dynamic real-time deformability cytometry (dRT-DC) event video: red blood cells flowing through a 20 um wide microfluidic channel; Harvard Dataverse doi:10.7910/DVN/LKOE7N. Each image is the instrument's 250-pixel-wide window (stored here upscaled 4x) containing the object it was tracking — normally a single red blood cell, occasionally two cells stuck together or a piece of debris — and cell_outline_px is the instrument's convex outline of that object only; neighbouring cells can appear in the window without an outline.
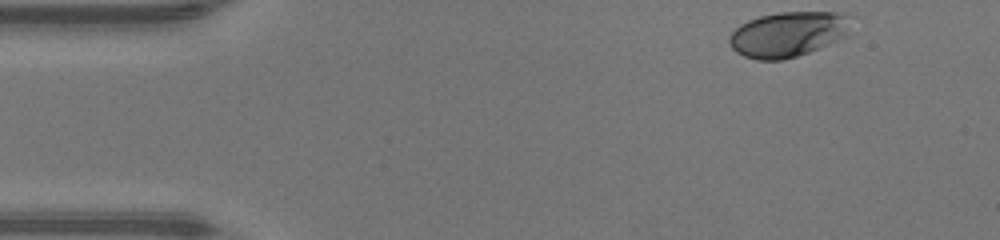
{"species": "human", "species_latin": "Homo sapiens", "temperature_condition": "warm", "stored_images_in_passage": 43, "camera_frame_rate_fps": 3000, "um_per_image_px": 0.085, "donor": {"sex": "male"}, "frame": {"image": 1, "passage_image": 1, "time_ms": 0.0, "image_size_px": [1000, 240], "cell_outline_px": [[856, 16], [848, 36], [820, 48], [784, 60], [756, 60], [744, 56], [736, 52], [728, 44], [728, 36], [740, 24], [748, 20], [760, 16], [780, 12], [848, 12]], "centroid_in_image_um": [67.08, 2.89], "position_along_channel_um": 17.9, "area_um2": 32.95}}
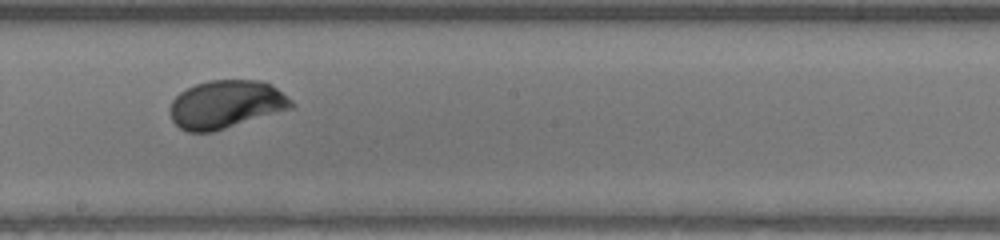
{"frame": {"image": 2, "passage_image": 22, "time_ms": 7.0, "image_size_px": [1000, 240], "cell_outline_px": [[296, 108], [212, 132], [188, 132], [180, 128], [172, 120], [172, 100], [180, 92], [196, 84], [208, 80], [260, 80], [272, 84], [292, 100], [296, 104]], "centroid_in_image_um": [19.29, 8.87], "position_along_channel_um": 228.9, "area_um2": 34.16}}
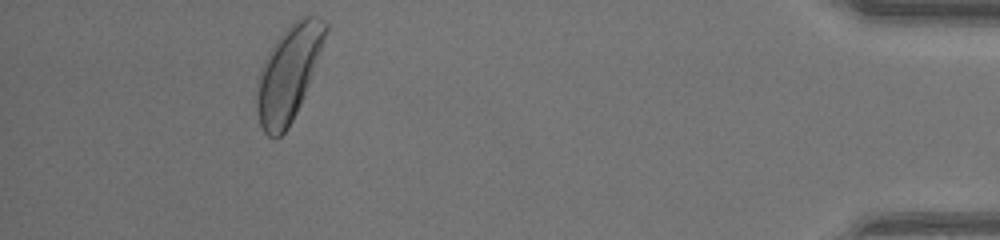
{"frame": {"image": 3, "passage_image": 39, "time_ms": 12.667, "image_size_px": [1000, 240], "cell_outline_px": [[328, 28], [312, 76], [304, 96], [288, 128], [280, 136], [268, 136], [264, 132], [260, 124], [256, 112], [256, 80], [260, 68], [272, 44], [300, 16], [320, 16], [328, 24]], "centroid_in_image_um": [24.5, 6.23], "position_along_channel_um": 410.7, "area_um2": 37.8}, "authors_computed_cell_mechanics": {"area_um2": 33.1772, "velocity_mm_per_s": 4.3895, "shape_relaxation_time_tau1_ms": 1.7339, "shape_relaxation_time_tau2_ms": null, "deformation_change_tau1": 0.1387, "deformation_change_tau2": null}}